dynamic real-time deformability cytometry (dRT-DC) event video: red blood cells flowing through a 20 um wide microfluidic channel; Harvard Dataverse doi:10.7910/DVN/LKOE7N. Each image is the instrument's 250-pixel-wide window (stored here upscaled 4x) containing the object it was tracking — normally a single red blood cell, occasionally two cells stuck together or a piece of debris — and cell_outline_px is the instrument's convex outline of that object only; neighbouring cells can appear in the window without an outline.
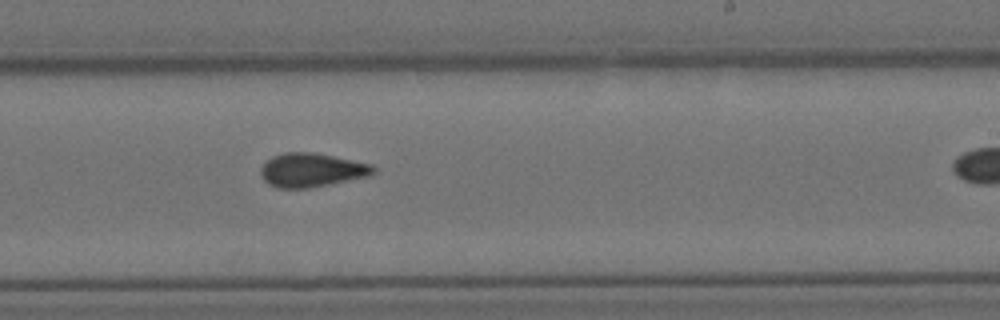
{"species": "Egyptian fruit bat (a non-hibernating species)", "species_latin": "Rousettus aegyptiacus", "temperature_condition": "cold", "stored_images_in_passage": 7, "camera_frame_rate_fps": 3000, "um_per_image_px": 0.085, "animal": {"sex": "female"}, "frame": {"image": 1, "passage_image": 6, "time_ms": 6.667, "image_size_px": [1000, 320], "cell_outline_px": [[376, 172], [368, 176], [308, 188], [276, 188], [268, 184], [260, 176], [260, 168], [272, 156], [284, 152], [312, 152], [372, 164], [376, 168]], "centroid_in_image_um": [26.46, 14.45], "position_along_channel_um": 262.5, "area_um2": 22.14}}